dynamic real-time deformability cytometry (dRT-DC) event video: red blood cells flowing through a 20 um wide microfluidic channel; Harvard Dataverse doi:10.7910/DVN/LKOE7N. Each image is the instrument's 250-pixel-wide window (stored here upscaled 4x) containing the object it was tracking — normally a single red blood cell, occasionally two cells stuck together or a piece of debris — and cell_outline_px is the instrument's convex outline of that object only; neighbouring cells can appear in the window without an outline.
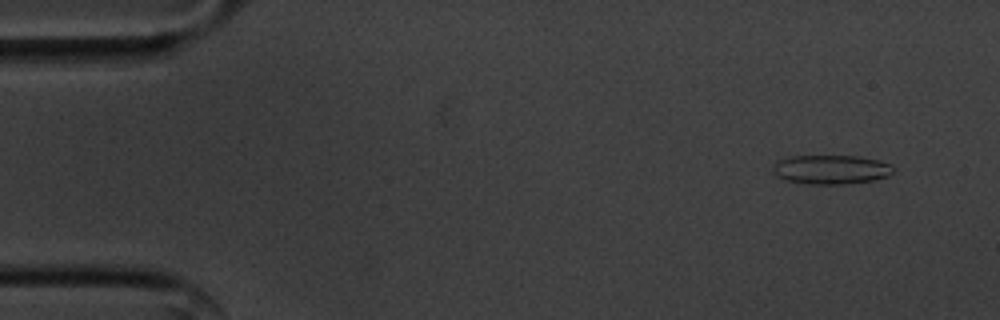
{"species": "common noctule bat (a hibernating species)", "species_latin": "Nyctalus noctula", "temperature_condition": "cold", "stored_images_in_passage": 55, "camera_frame_rate_fps": 3000, "um_per_image_px": 0.085, "animal": {"sex": "male", "body_mass_g": 20.1, "forearm_length_mm": 53.5}, "frame": {"image": 1, "passage_image": 4, "time_ms": 1.0, "image_size_px": [1000, 320], "cell_outline_px": [[892, 172], [888, 176], [872, 180], [844, 184], [808, 184], [788, 180], [776, 176], [772, 172], [772, 168], [776, 160], [792, 156], [860, 156], [880, 160], [892, 164]], "centroid_in_image_um": [70.62, 14.4], "position_along_channel_um": 14.4, "area_um2": 20.52}}
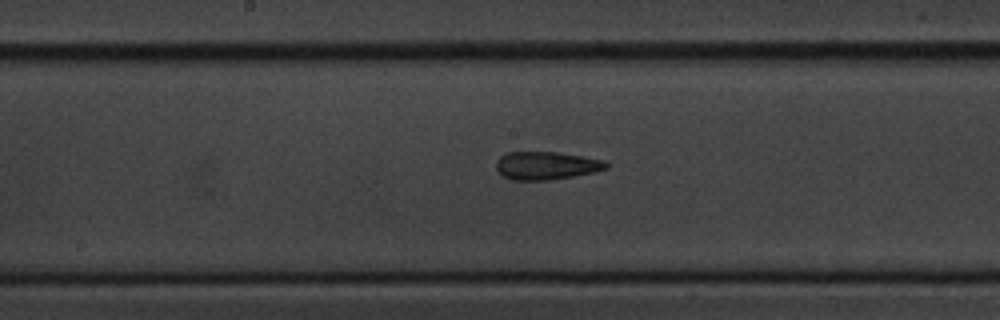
{"frame": {"image": 2, "passage_image": 28, "time_ms": 9.0, "image_size_px": [1000, 320], "cell_outline_px": [[608, 168], [592, 172], [572, 176], [548, 180], [512, 180], [500, 176], [496, 168], [496, 160], [500, 156], [508, 152], [556, 152], [584, 156], [604, 160], [608, 164]], "centroid_in_image_um": [46.39, 14.07], "position_along_channel_um": 201.8, "area_um2": 18.03}}
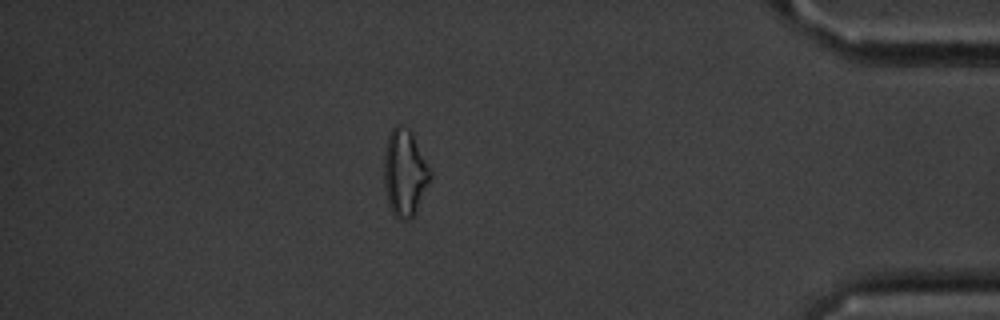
{"frame": {"image": 3, "passage_image": 48, "time_ms": 15.667, "image_size_px": [1000, 320], "cell_outline_px": [[432, 180], [416, 212], [408, 220], [400, 220], [392, 212], [388, 204], [384, 184], [384, 156], [388, 136], [392, 128], [396, 124], [400, 124], [408, 128], [412, 132], [432, 172]], "centroid_in_image_um": [34.42, 14.69], "position_along_channel_um": 400.8, "area_um2": 23.7}, "authors_computed_cell_mechanics": {"area_um2": 18.7272, "velocity_mm_per_s": 3.5924, "shape_relaxation_time_tau1_ms": 10.5477, "shape_relaxation_time_tau2_ms": 2.5882, "deformation_change_tau1": 0.1982, "deformation_change_tau2": 0.1088}}